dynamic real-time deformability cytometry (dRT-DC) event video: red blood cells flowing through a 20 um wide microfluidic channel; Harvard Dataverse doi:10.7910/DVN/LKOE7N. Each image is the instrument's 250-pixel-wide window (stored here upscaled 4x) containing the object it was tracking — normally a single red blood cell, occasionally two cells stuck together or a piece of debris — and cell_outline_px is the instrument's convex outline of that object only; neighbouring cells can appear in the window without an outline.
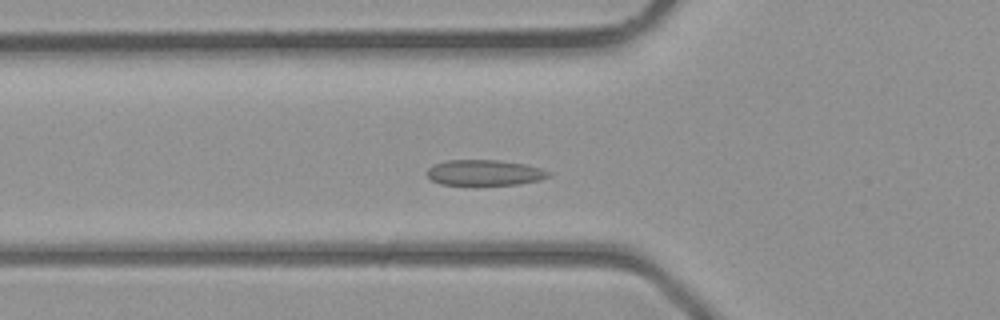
{"species": "common noctule bat (a hibernating species)", "species_latin": "Nyctalus noctula", "temperature_condition": "room temperature", "stored_images_in_passage": 38, "camera_frame_rate_fps": 3000, "um_per_image_px": 0.085, "animal": {"sex": "male", "body_mass_g": 23.1, "forearm_length_mm": 52.7}, "frame": {"image": 1, "passage_image": 11, "time_ms": 3.333, "image_size_px": [1000, 320], "cell_outline_px": [[552, 176], [540, 180], [516, 184], [440, 184], [432, 180], [428, 176], [428, 168], [432, 164], [448, 160], [496, 160], [524, 164], [540, 168], [552, 172]], "centroid_in_image_um": [41.21, 14.66], "position_along_channel_um": 84.6, "area_um2": 17.98}}
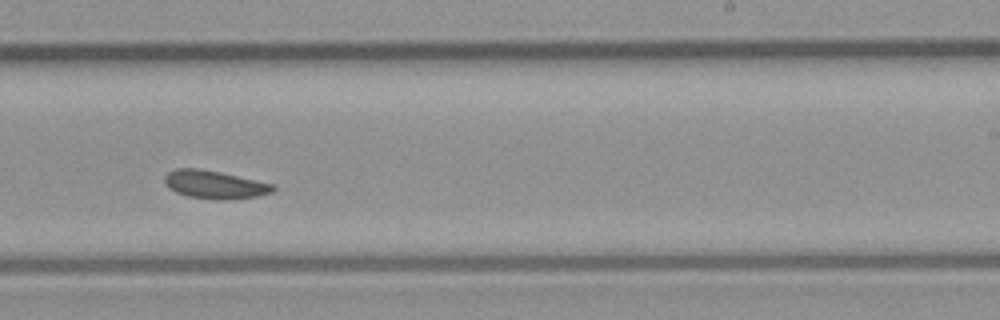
{"frame": {"image": 2, "passage_image": 22, "time_ms": 7.0, "image_size_px": [1000, 320], "cell_outline_px": [[276, 188], [272, 192], [256, 196], [224, 200], [216, 200], [188, 196], [176, 192], [168, 188], [164, 184], [164, 176], [168, 172], [176, 168], [200, 168], [220, 172], [276, 184]], "centroid_in_image_um": [18.23, 15.68], "position_along_channel_um": 270.8, "area_um2": 17.92}}
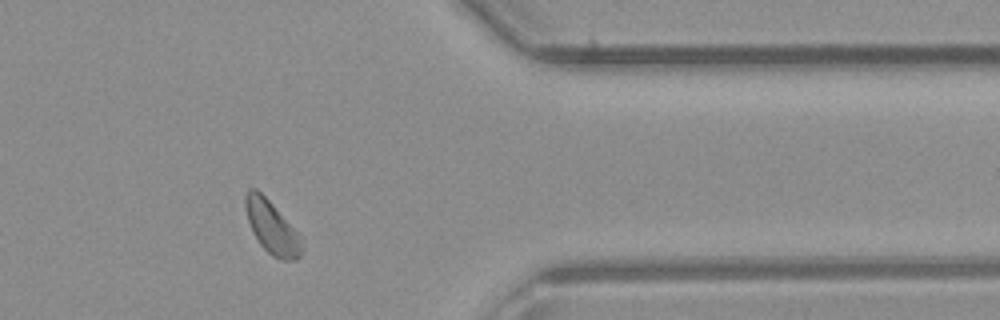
{"frame": {"image": 3, "passage_image": 30, "time_ms": 9.667, "image_size_px": [1000, 320], "cell_outline_px": [[304, 248], [300, 256], [296, 260], [280, 260], [272, 256], [260, 244], [252, 232], [244, 208], [244, 196], [248, 188], [256, 188], [304, 236]], "centroid_in_image_um": [23.15, 19.34], "position_along_channel_um": 388.2, "area_um2": 17.92}}